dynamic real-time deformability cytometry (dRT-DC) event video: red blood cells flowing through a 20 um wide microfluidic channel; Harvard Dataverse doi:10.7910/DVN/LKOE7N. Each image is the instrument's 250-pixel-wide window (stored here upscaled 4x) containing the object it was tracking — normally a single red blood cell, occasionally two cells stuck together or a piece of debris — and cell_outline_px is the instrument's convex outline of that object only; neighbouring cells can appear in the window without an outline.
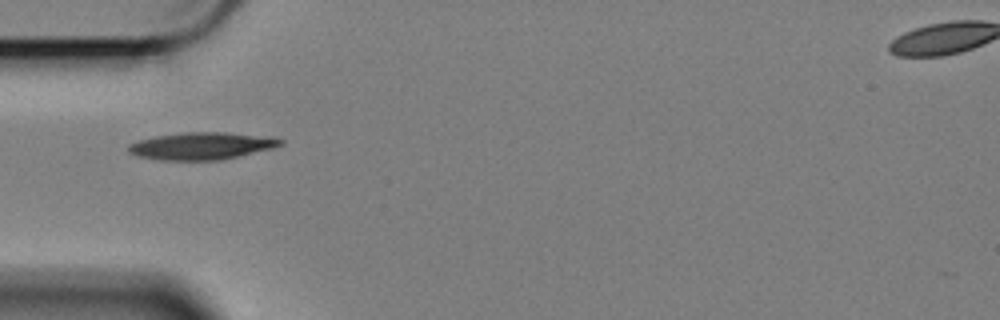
{"species": "Egyptian fruit bat (a non-hibernating species)", "species_latin": "Rousettus aegyptiacus", "temperature_condition": "cold", "stored_images_in_passage": 33, "camera_frame_rate_fps": 3000, "um_per_image_px": 0.085, "animal": {"sex": "female"}, "frame": {"image": 1, "passage_image": 1, "time_ms": 0.0, "image_size_px": [1000, 320], "cell_outline_px": [[284, 144], [276, 148], [220, 160], [160, 160], [140, 156], [128, 152], [128, 144], [140, 140], [156, 136], [180, 132], [224, 132], [272, 136], [284, 140]], "centroid_in_image_um": [17.22, 12.39], "position_along_channel_um": 67.8, "area_um2": 24.39}}
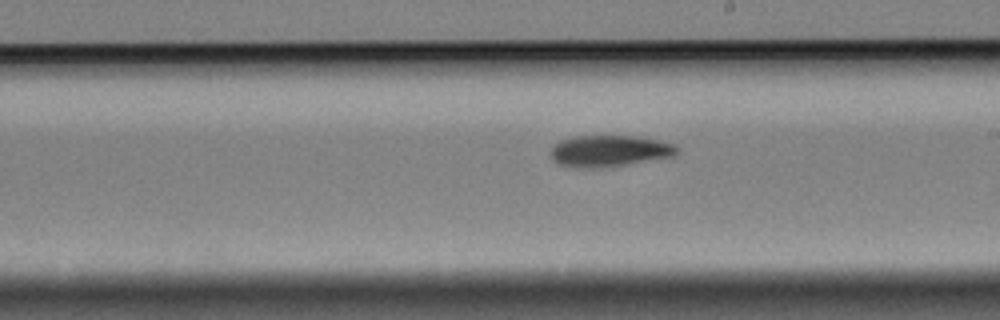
{"frame": {"image": 2, "passage_image": 16, "time_ms": 5.0, "image_size_px": [1000, 320], "cell_outline_px": [[676, 152], [672, 156], [620, 164], [560, 164], [552, 156], [552, 148], [560, 140], [576, 136], [636, 136], [676, 144]], "centroid_in_image_um": [51.86, 12.74], "position_along_channel_um": 237.1, "area_um2": 21.21}}
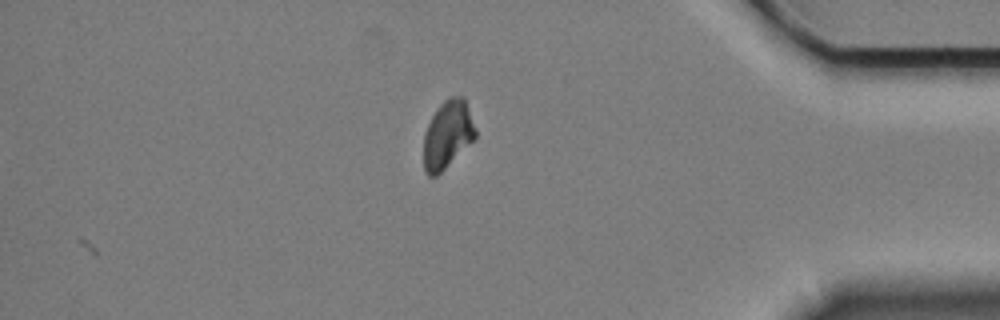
{"frame": {"image": 3, "passage_image": 33, "time_ms": 10.667, "image_size_px": [1000, 320], "cell_outline_px": [[476, 136], [436, 176], [428, 176], [424, 172], [424, 136], [428, 124], [432, 116], [440, 104], [448, 96], [464, 96], [476, 128]], "centroid_in_image_um": [38.03, 11.4], "position_along_channel_um": 397.2, "area_um2": 20.11}, "authors_computed_cell_mechanics": {"area_um2": 22.6576, "velocity_mm_per_s": 3.3772, "shape_relaxation_time_tau1_ms": 2.8151, "shape_relaxation_time_tau2_ms": null, "deformation_change_tau1": 0.1089, "deformation_change_tau2": null}}